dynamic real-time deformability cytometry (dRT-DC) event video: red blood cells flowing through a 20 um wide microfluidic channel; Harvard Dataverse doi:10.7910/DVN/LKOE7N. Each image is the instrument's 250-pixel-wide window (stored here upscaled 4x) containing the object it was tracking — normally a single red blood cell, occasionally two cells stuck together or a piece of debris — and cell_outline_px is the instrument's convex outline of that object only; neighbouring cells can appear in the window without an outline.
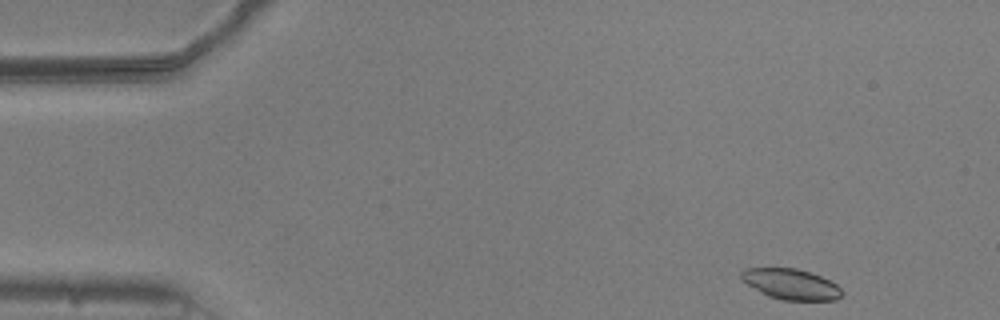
{"species": "common noctule bat (a hibernating species)", "species_latin": "Nyctalus noctula", "temperature_condition": "warm", "stored_images_in_passage": 49, "camera_frame_rate_fps": 3000, "um_per_image_px": 0.085, "animal": {"sex": "male", "body_mass_g": 20.5, "forearm_length_mm": 52.5}, "frame": {"image": 1, "passage_image": 1, "time_ms": 0.0, "image_size_px": [1000, 320], "cell_outline_px": [[844, 292], [836, 300], [784, 300], [768, 296], [760, 292], [748, 284], [740, 276], [740, 272], [744, 268], [796, 268], [820, 276], [836, 284]], "centroid_in_image_um": [67.23, 24.15], "position_along_channel_um": 17.8, "area_um2": 17.74}}
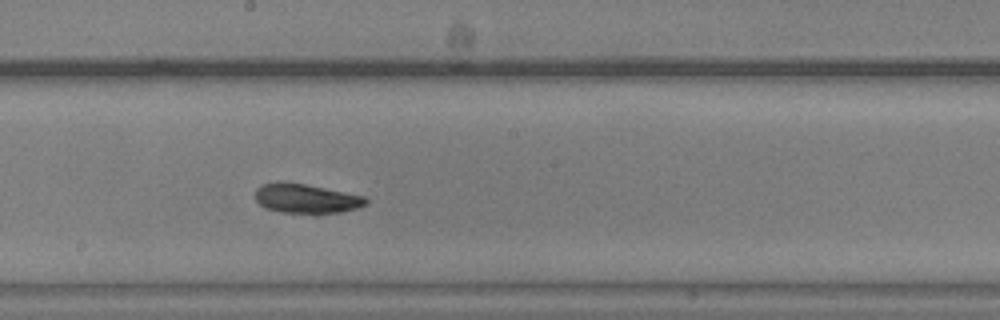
{"frame": {"image": 2, "passage_image": 25, "time_ms": 8.0, "image_size_px": [1000, 320], "cell_outline_px": [[368, 204], [356, 208], [340, 212], [316, 216], [280, 212], [268, 208], [260, 204], [256, 200], [256, 188], [260, 184], [276, 180], [280, 180], [304, 184], [364, 196], [368, 200]], "centroid_in_image_um": [26.0, 16.9], "position_along_channel_um": 222.2, "area_um2": 19.59}}
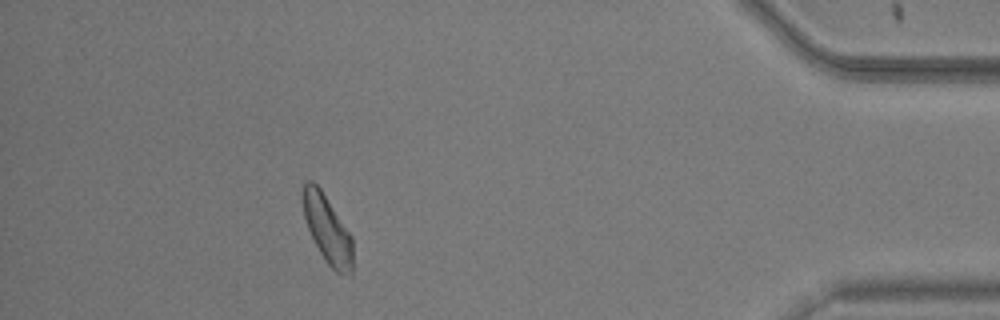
{"frame": {"image": 3, "passage_image": 44, "time_ms": 14.333, "image_size_px": [1000, 320], "cell_outline_px": [[352, 276], [336, 272], [328, 264], [320, 252], [308, 228], [304, 216], [300, 196], [304, 184], [308, 180], [312, 180], [320, 188], [352, 236]], "centroid_in_image_um": [27.81, 19.46], "position_along_channel_um": 407.4, "area_um2": 19.65}, "authors_computed_cell_mechanics": {"area_um2": 19.2474, "velocity_mm_per_s": 3.7465, "shape_relaxation_time_tau1_ms": 2.1943, "shape_relaxation_time_tau2_ms": null, "deformation_change_tau1": 0.1124, "deformation_change_tau2": null}}